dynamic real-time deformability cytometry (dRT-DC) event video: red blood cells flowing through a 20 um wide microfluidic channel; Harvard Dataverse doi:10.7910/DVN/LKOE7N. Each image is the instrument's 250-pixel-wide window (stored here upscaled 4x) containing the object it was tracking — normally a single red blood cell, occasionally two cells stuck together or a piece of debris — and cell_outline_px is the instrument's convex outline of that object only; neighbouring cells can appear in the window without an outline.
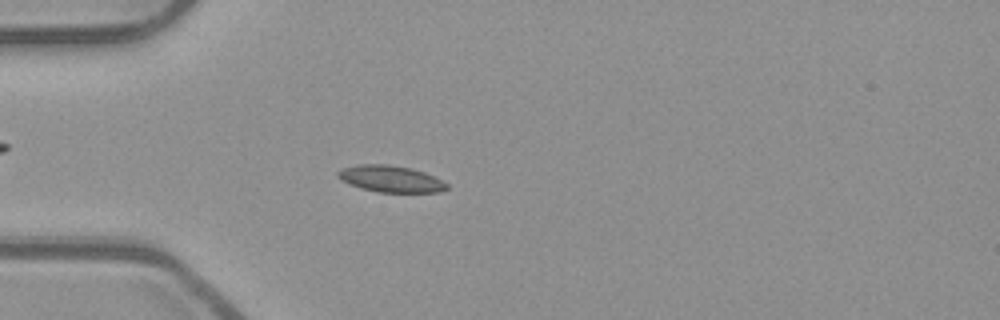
{"species": "common noctule bat (a hibernating species)", "species_latin": "Nyctalus noctula", "temperature_condition": "room temperature", "stored_images_in_passage": 55, "camera_frame_rate_fps": 3000, "um_per_image_px": 0.085, "animal": {"sex": "male", "body_mass_g": 23.1, "forearm_length_mm": 52.7}, "frame": {"image": 1, "passage_image": 17, "time_ms": 5.333, "image_size_px": [1000, 320], "cell_outline_px": [[448, 188], [440, 192], [376, 192], [360, 188], [336, 176], [336, 172], [344, 168], [360, 164], [388, 164], [412, 168], [424, 172], [448, 184]], "centroid_in_image_um": [33.22, 15.2], "position_along_channel_um": 51.8, "area_um2": 16.7}}
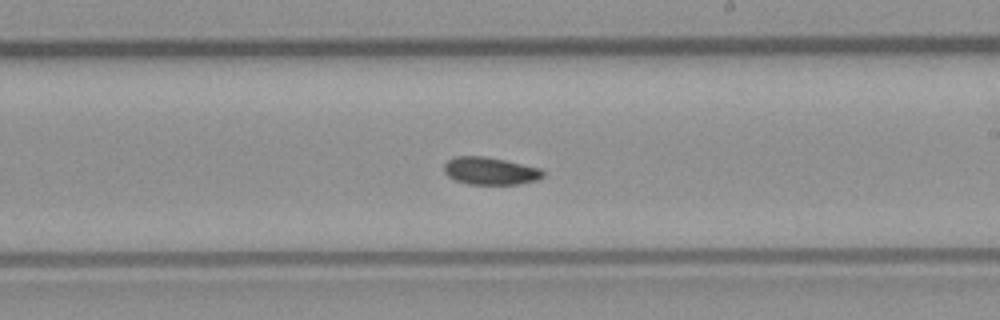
{"frame": {"image": 2, "passage_image": 33, "time_ms": 10.667, "image_size_px": [1000, 320], "cell_outline_px": [[544, 176], [536, 180], [520, 184], [468, 184], [456, 180], [448, 176], [444, 172], [444, 164], [448, 160], [456, 156], [484, 156], [504, 160], [540, 168], [544, 172]], "centroid_in_image_um": [41.66, 14.53], "position_along_channel_um": 247.3, "area_um2": 15.78}}
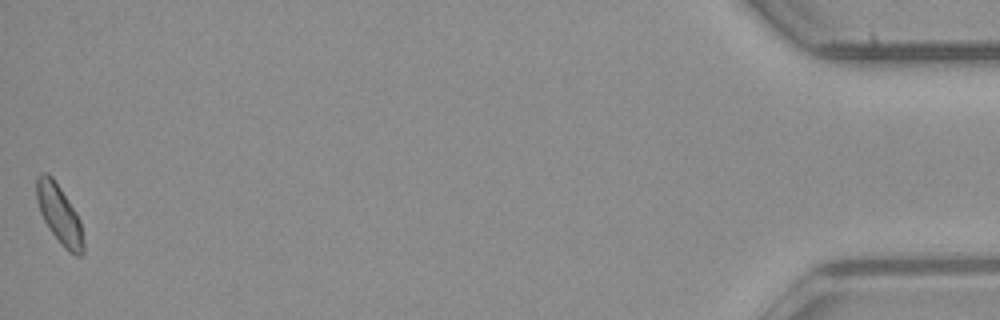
{"frame": {"image": 3, "passage_image": 55, "time_ms": 18.0, "image_size_px": [1000, 320], "cell_outline_px": [[84, 252], [80, 256], [76, 256], [68, 252], [60, 244], [44, 220], [40, 212], [36, 200], [36, 176], [40, 172], [48, 172], [52, 176], [76, 212], [80, 220], [84, 240]], "centroid_in_image_um": [5.04, 18.22], "position_along_channel_um": 430.2, "area_um2": 16.24}}